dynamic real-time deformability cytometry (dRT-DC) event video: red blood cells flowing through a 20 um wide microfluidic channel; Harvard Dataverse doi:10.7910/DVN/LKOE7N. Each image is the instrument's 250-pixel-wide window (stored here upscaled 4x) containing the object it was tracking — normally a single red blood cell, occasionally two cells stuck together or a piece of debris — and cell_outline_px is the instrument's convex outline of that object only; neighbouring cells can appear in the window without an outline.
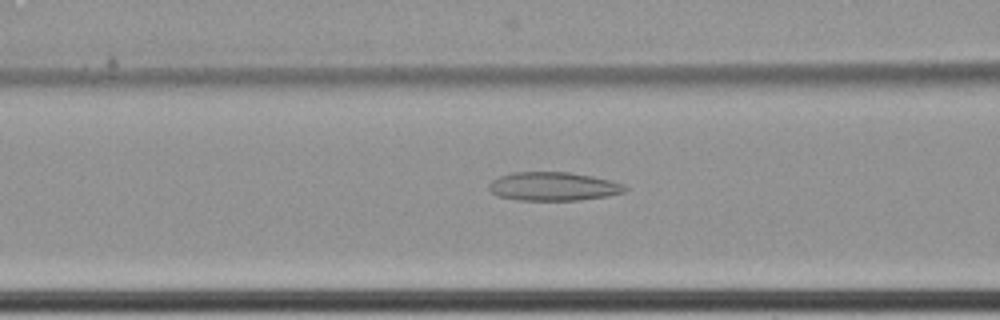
{"species": "common noctule bat (a hibernating species)", "species_latin": "Nyctalus noctula", "temperature_condition": "cold", "stored_images_in_passage": 50, "camera_frame_rate_fps": 3000, "um_per_image_px": 0.085, "animal": {"sex": "female", "body_mass_g": 22.7, "forearm_length_mm": 54.2}, "frame": {"image": 1, "passage_image": 23, "time_ms": 7.333, "image_size_px": [1000, 320], "cell_outline_px": [[628, 188], [624, 192], [608, 196], [580, 200], [516, 200], [500, 196], [492, 192], [488, 188], [488, 184], [492, 180], [500, 176], [512, 172], [568, 172], [592, 176], [612, 180], [624, 184]], "centroid_in_image_um": [47.05, 15.84], "position_along_channel_um": 119.5, "area_um2": 22.77}}
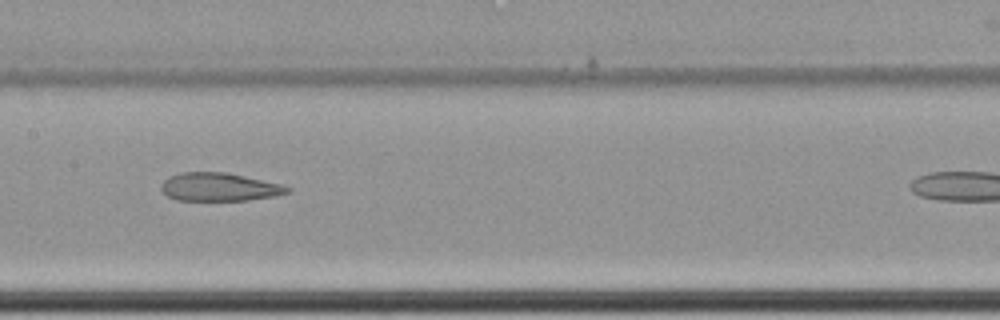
{"frame": {"image": 2, "passage_image": 29, "time_ms": 9.333, "image_size_px": [1000, 320], "cell_outline_px": [[292, 192], [276, 196], [248, 200], [176, 200], [168, 196], [160, 188], [160, 184], [168, 176], [180, 172], [228, 172], [280, 184], [292, 188]], "centroid_in_image_um": [18.64, 15.89], "position_along_channel_um": 188.8, "area_um2": 20.92}}
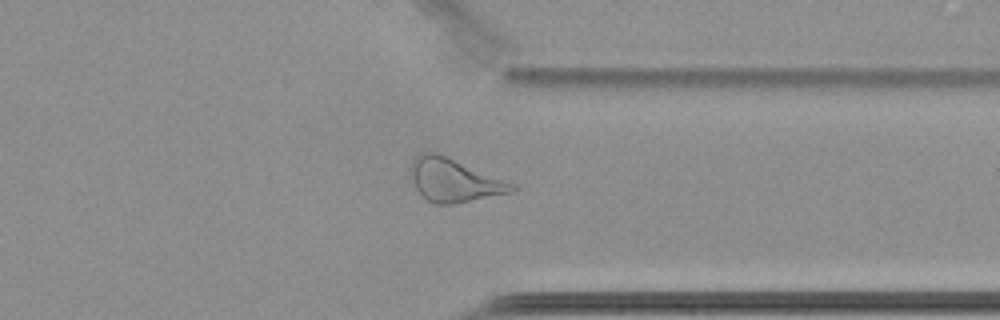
{"frame": {"image": 3, "passage_image": 45, "time_ms": 14.667, "image_size_px": [1000, 320], "cell_outline_px": [[516, 188], [512, 192], [452, 204], [436, 204], [428, 200], [416, 188], [412, 180], [412, 164], [416, 156], [424, 152], [436, 152], [516, 184]], "centroid_in_image_um": [38.62, 15.32], "position_along_channel_um": 372.8, "area_um2": 24.91}}